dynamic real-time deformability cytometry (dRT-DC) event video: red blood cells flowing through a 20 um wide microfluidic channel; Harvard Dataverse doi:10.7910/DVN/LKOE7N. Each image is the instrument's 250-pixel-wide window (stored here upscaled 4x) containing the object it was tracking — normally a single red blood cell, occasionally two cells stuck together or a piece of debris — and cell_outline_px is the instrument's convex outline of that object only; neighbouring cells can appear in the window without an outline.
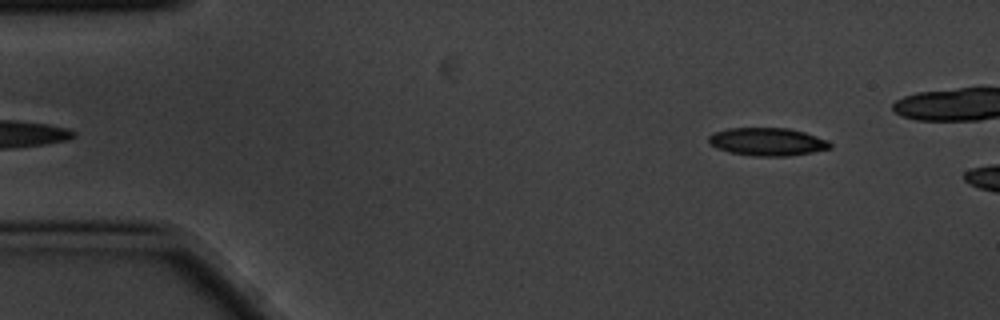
{"species": "common noctule bat (a hibernating species)", "species_latin": "Nyctalus noctula", "temperature_condition": "cold", "stored_images_in_passage": 6, "segment_of_instrument_passage": [2, 2], "camera_frame_rate_fps": 3000, "um_per_image_px": 0.085, "animal": {"sex": "male", "body_mass_g": 20.1, "forearm_length_mm": 53.5}, "frame": {"image": 1, "passage_image": 6, "time_ms": 1.667, "image_size_px": [1000, 320], "cell_outline_px": [[832, 148], [812, 152], [788, 156], [756, 156], [728, 152], [716, 148], [708, 140], [708, 136], [712, 132], [728, 128], [788, 128], [804, 132], [828, 140], [832, 144]], "centroid_in_image_um": [65.22, 12.04], "position_along_channel_um": 19.8, "area_um2": 19.83}}